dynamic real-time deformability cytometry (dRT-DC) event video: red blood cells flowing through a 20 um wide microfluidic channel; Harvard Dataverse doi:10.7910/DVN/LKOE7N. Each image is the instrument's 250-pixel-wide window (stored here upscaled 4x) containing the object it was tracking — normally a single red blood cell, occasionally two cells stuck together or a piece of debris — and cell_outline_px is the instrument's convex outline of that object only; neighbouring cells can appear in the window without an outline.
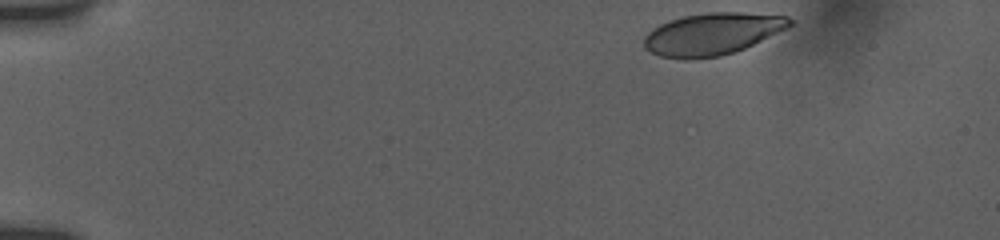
{"species": "human", "species_latin": "Homo sapiens", "temperature_condition": "room temperature", "stored_images_in_passage": 8, "camera_frame_rate_fps": 3000, "um_per_image_px": 0.085, "donor": {"sex": "female"}, "frame": {"image": 1, "passage_image": 1, "time_ms": 0.0, "image_size_px": [1000, 240], "cell_outline_px": [[796, 20], [788, 28], [736, 52], [720, 56], [688, 60], [684, 60], [660, 56], [644, 48], [644, 36], [652, 28], [668, 20], [684, 16], [708, 12], [744, 12], [788, 16]], "centroid_in_image_um": [60.56, 2.88], "position_along_channel_um": 24.4, "area_um2": 36.13}}
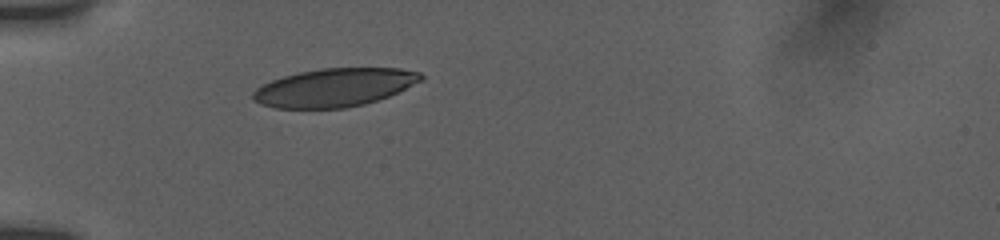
{"frame": {"image": 2, "passage_image": 6, "time_ms": 3.333, "image_size_px": [1000, 240], "cell_outline_px": [[424, 80], [388, 96], [364, 104], [344, 108], [276, 108], [260, 104], [252, 100], [252, 92], [256, 88], [272, 80], [284, 76], [300, 72], [320, 68], [400, 68], [420, 72], [424, 76]], "centroid_in_image_um": [28.43, 7.43], "position_along_channel_um": 56.6, "area_um2": 37.45}}
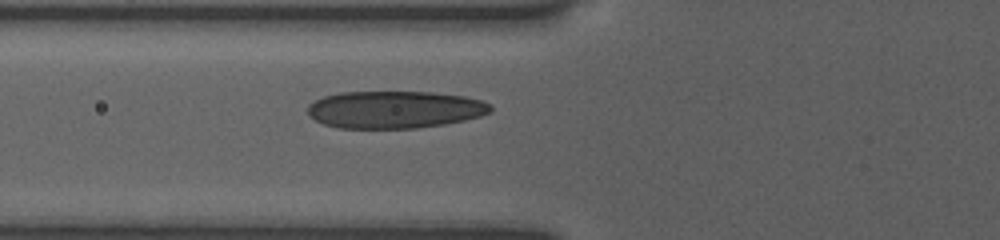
{"frame": {"image": 3, "passage_image": 8, "time_ms": 4.667, "image_size_px": [1000, 240], "cell_outline_px": [[492, 112], [480, 116], [464, 120], [444, 124], [416, 128], [340, 128], [324, 124], [308, 116], [308, 104], [324, 96], [340, 92], [432, 92], [464, 96], [480, 100], [492, 104]], "centroid_in_image_um": [33.55, 9.31], "position_along_channel_um": 92.2, "area_um2": 39.88}}